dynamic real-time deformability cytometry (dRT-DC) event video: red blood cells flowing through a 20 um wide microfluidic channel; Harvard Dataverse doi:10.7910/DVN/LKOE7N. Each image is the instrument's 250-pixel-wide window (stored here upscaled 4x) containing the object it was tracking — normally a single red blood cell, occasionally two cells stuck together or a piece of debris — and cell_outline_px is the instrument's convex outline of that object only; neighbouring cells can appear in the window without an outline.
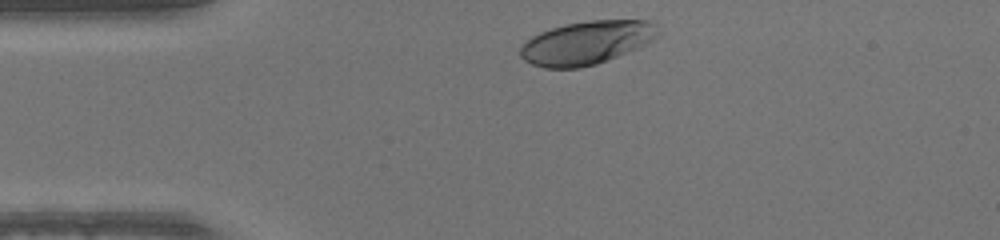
{"species": "human", "species_latin": "Homo sapiens", "temperature_condition": "warm", "stored_images_in_passage": 32, "camera_frame_rate_fps": 3000, "um_per_image_px": 0.085, "donor": {"sex": "male"}, "frame": {"image": 1, "passage_image": 2, "time_ms": 0.333, "image_size_px": [1000, 240], "cell_outline_px": [[660, 36], [636, 48], [596, 64], [580, 68], [544, 68], [532, 64], [524, 60], [520, 56], [520, 44], [532, 36], [540, 32], [564, 24], [592, 20], [652, 20], [660, 32]], "centroid_in_image_um": [49.84, 3.62], "position_along_channel_um": 35.2, "area_um2": 34.85}}
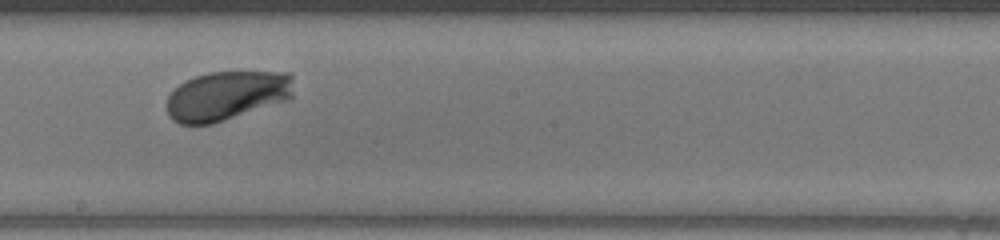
{"frame": {"image": 2, "passage_image": 19, "time_ms": 6.0, "image_size_px": [1000, 240], "cell_outline_px": [[292, 96], [288, 100], [212, 124], [180, 124], [172, 120], [168, 116], [168, 96], [184, 80], [208, 72], [292, 72]], "centroid_in_image_um": [19.28, 8.13], "position_along_channel_um": 228.9, "area_um2": 36.41}}
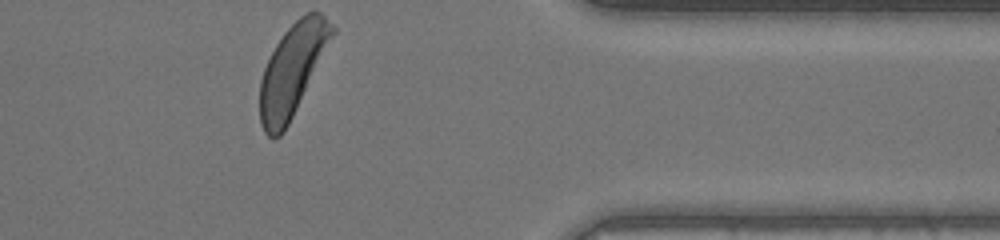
{"frame": {"image": 3, "passage_image": 32, "time_ms": 10.333, "image_size_px": [1000, 240], "cell_outline_px": [[336, 32], [284, 132], [280, 136], [272, 140], [264, 132], [260, 124], [260, 80], [264, 68], [276, 44], [284, 32], [300, 16], [308, 12], [320, 12], [336, 28]], "centroid_in_image_um": [24.84, 5.96], "position_along_channel_um": 386.6, "area_um2": 38.09}}